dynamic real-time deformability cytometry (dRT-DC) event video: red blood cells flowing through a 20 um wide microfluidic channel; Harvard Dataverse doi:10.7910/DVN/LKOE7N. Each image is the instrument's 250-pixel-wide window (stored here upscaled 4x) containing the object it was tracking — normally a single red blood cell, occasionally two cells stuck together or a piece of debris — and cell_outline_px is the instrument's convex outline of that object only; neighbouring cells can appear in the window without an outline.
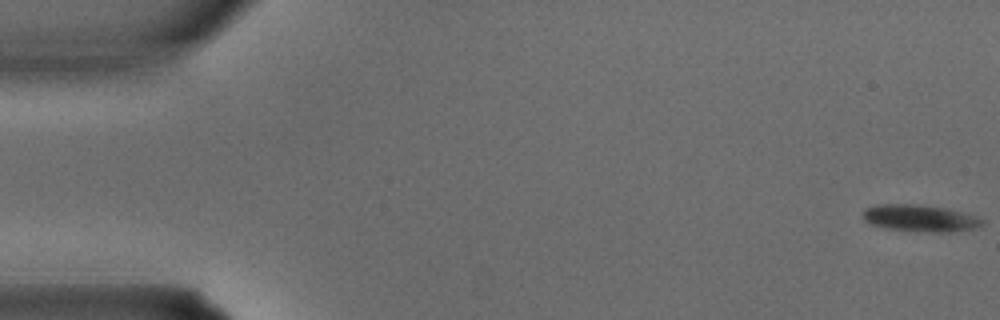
{"species": "common noctule bat (a hibernating species)", "species_latin": "Nyctalus noctula", "temperature_condition": "warm", "stored_images_in_passage": 3, "camera_frame_rate_fps": 3000, "um_per_image_px": 0.085, "animal": {"sex": "male", "body_mass_g": 15.6}, "frame": {"image": 1, "passage_image": 1, "time_ms": 0.0, "image_size_px": [1000, 320], "cell_outline_px": [[984, 224], [972, 228], [952, 232], [932, 232], [884, 228], [872, 224], [864, 220], [864, 208], [876, 204], [916, 204], [948, 208], [964, 212], [976, 216], [984, 220]], "centroid_in_image_um": [78.21, 18.53], "position_along_channel_um": 6.8, "area_um2": 18.67}}
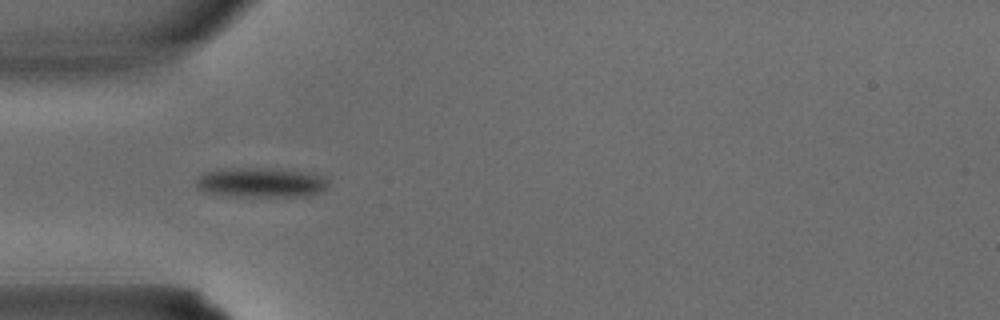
{"frame": {"image": 2, "passage_image": 3, "time_ms": 0.667, "image_size_px": [1000, 320], "cell_outline_px": [[328, 188], [324, 192], [308, 196], [232, 196], [204, 192], [196, 184], [196, 176], [204, 172], [224, 168], [264, 168], [308, 172], [324, 176], [328, 180]], "centroid_in_image_um": [22.21, 15.51], "position_along_channel_um": 62.8, "area_um2": 23.18}}